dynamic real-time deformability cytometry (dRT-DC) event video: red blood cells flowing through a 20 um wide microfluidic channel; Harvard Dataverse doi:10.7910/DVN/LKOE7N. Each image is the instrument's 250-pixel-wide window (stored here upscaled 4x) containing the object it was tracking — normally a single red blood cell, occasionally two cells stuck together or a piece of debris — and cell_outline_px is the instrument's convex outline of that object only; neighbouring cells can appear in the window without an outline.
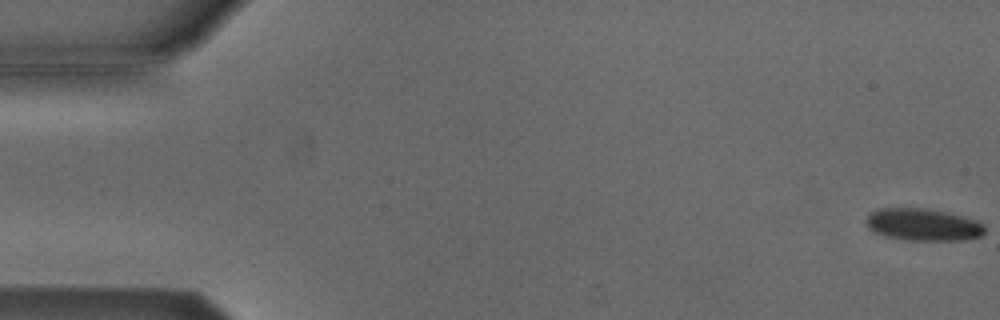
{"species": "Egyptian fruit bat (a non-hibernating species)", "species_latin": "Rousettus aegyptiacus", "temperature_condition": "cold", "stored_images_in_passage": 54, "camera_frame_rate_fps": 3000, "um_per_image_px": 0.085, "animal": {"sex": "male"}, "frame": {"image": 1, "passage_image": 1, "time_ms": 0.0, "image_size_px": [1000, 320], "cell_outline_px": [[984, 232], [980, 236], [964, 240], [908, 240], [884, 236], [872, 232], [864, 224], [864, 220], [868, 212], [876, 208], [928, 208], [964, 216], [976, 220], [984, 224]], "centroid_in_image_um": [78.38, 19.08], "position_along_channel_um": 6.6, "area_um2": 22.72}}
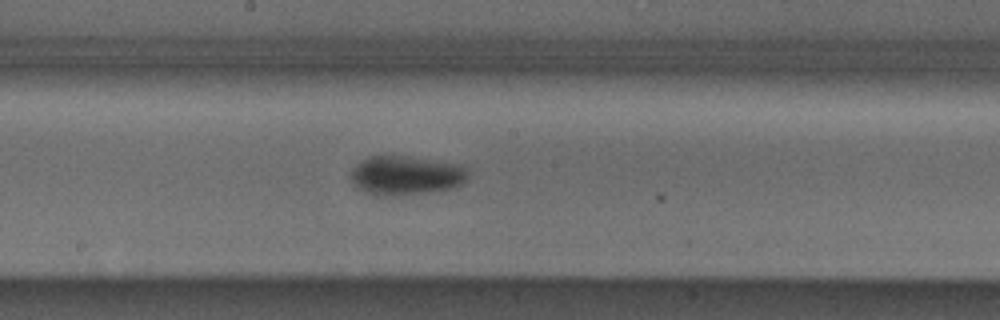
{"frame": {"image": 2, "passage_image": 29, "time_ms": 9.333, "image_size_px": [1000, 320], "cell_outline_px": [[468, 176], [460, 184], [452, 188], [428, 192], [400, 196], [380, 196], [368, 192], [352, 184], [348, 176], [352, 168], [360, 160], [368, 156], [408, 156], [464, 164], [468, 168]], "centroid_in_image_um": [34.49, 14.9], "position_along_channel_um": 213.7, "area_um2": 27.22}}
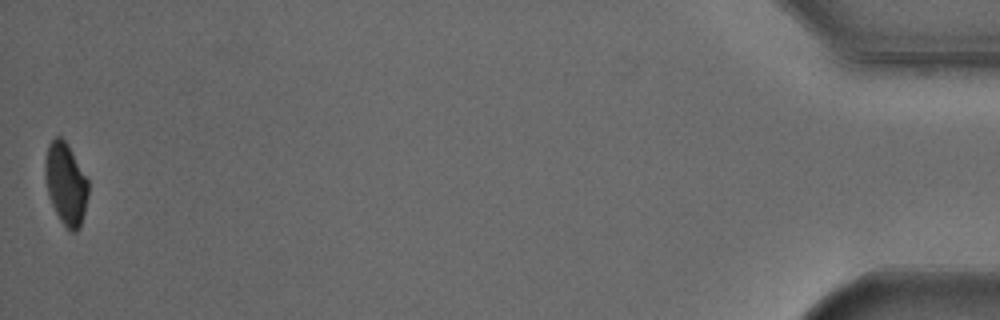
{"frame": {"image": 3, "passage_image": 54, "time_ms": 17.667, "image_size_px": [1000, 320], "cell_outline_px": [[88, 196], [80, 228], [76, 232], [72, 232], [60, 220], [48, 196], [44, 172], [44, 160], [48, 144], [56, 136], [60, 136], [64, 140], [88, 180]], "centroid_in_image_um": [5.57, 15.63], "position_along_channel_um": 429.6, "area_um2": 20.4}, "authors_computed_cell_mechanics": {"area_um2": 24.276, "velocity_mm_per_s": 3.7962, "shape_relaxation_time_tau1_ms": 3.4117, "shape_relaxation_time_tau2_ms": null, "deformation_change_tau1": 0.0881, "deformation_change_tau2": null}}